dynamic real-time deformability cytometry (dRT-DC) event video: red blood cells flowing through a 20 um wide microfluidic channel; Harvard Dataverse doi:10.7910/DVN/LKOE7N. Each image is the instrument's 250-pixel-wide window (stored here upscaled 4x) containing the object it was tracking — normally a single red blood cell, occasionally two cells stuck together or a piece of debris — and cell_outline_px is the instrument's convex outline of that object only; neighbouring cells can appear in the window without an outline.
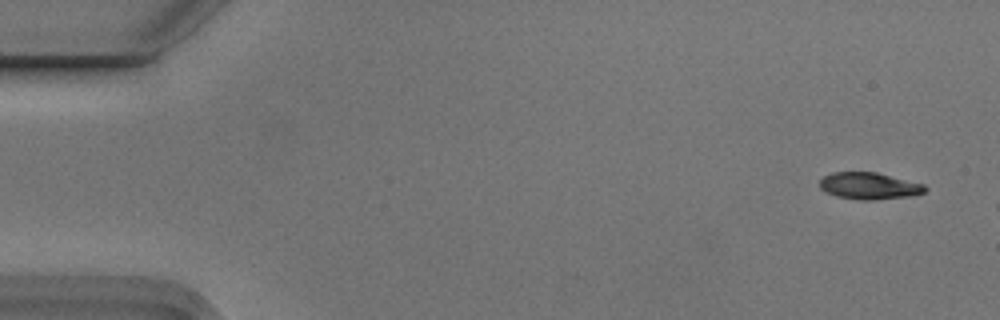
{"species": "Egyptian fruit bat (a non-hibernating species)", "species_latin": "Rousettus aegyptiacus", "temperature_condition": "cold", "stored_images_in_passage": 4, "camera_frame_rate_fps": 3000, "um_per_image_px": 0.085, "animal": {"sex": "male"}, "frame": {"image": 1, "passage_image": 1, "time_ms": 0.0, "image_size_px": [1000, 320], "cell_outline_px": [[928, 188], [924, 192], [908, 196], [872, 200], [860, 200], [836, 196], [820, 188], [820, 180], [824, 176], [832, 172], [876, 172], [924, 184]], "centroid_in_image_um": [73.88, 15.79], "position_along_channel_um": 11.1, "area_um2": 16.3}}